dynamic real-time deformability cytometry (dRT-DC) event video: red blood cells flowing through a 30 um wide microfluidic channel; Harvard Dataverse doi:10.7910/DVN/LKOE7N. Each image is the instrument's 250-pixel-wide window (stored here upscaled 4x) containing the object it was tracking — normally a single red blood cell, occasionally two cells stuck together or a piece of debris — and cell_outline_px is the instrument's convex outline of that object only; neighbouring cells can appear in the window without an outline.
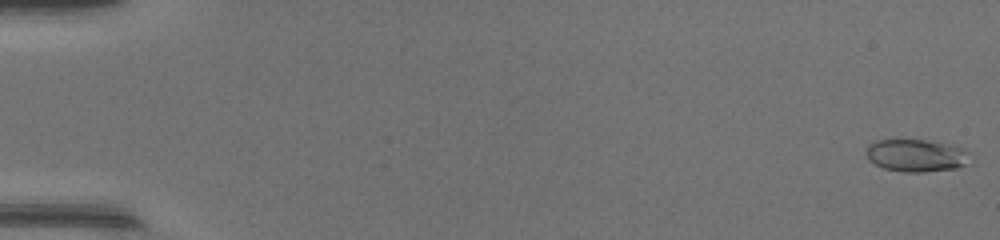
{"species": "common noctule bat (a hibernating species)", "species_latin": "Nyctalus noctula", "temperature_condition": "warm", "stored_images_in_passage": 49, "camera_frame_rate_fps": 3000, "um_per_image_px": 0.085, "animal": {"sex": "female", "body_mass_g": 17.0, "forearm_length_mm": 48.0}, "frame": {"image": 1, "passage_image": 1, "time_ms": 0.0, "image_size_px": [1000, 240], "cell_outline_px": [[968, 152], [964, 164], [956, 168], [924, 172], [904, 172], [884, 168], [868, 160], [864, 152], [864, 148], [868, 144], [876, 140], [924, 140], [944, 144]], "centroid_in_image_um": [77.72, 13.22], "position_along_channel_um": 7.3, "area_um2": 19.19}}
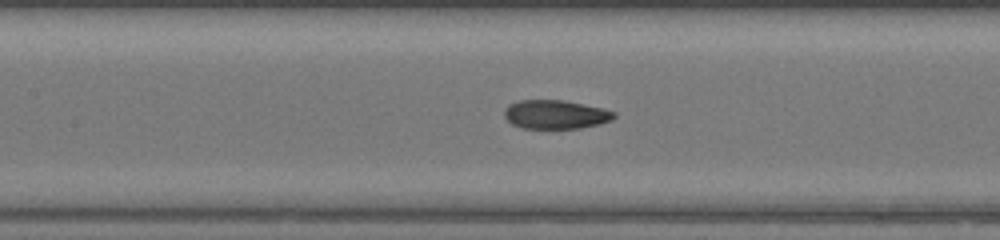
{"frame": {"image": 2, "passage_image": 24, "time_ms": 7.667, "image_size_px": [1000, 240], "cell_outline_px": [[616, 116], [612, 120], [600, 124], [580, 128], [520, 128], [512, 124], [504, 116], [504, 108], [508, 104], [520, 100], [564, 100], [604, 108], [616, 112]], "centroid_in_image_um": [47.23, 9.72], "position_along_channel_um": 160.2, "area_um2": 18.61}}
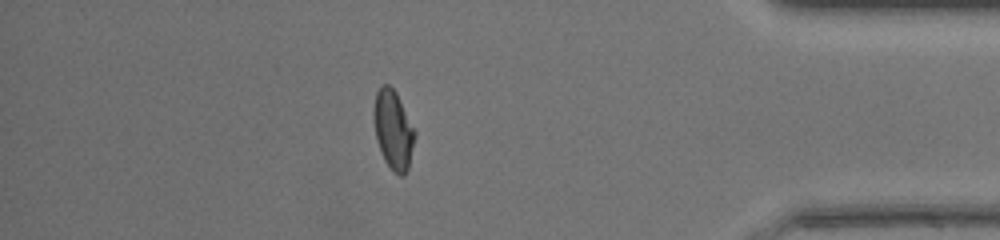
{"frame": {"image": 3, "passage_image": 43, "time_ms": 14.0, "image_size_px": [1000, 240], "cell_outline_px": [[416, 136], [408, 168], [404, 176], [400, 176], [392, 172], [384, 160], [380, 152], [376, 140], [372, 116], [372, 108], [376, 92], [380, 84], [388, 84], [396, 92], [416, 132]], "centroid_in_image_um": [33.4, 11.04], "position_along_channel_um": 401.8, "area_um2": 19.36}, "authors_computed_cell_mechanics": {"area_um2": 18.6116, "velocity_mm_per_s": 4.3689, "shape_relaxation_time_tau1_ms": 4.9412, "shape_relaxation_time_tau2_ms": 0.9193, "deformation_change_tau1": 0.1913, "deformation_change_tau2": 0.0492}}